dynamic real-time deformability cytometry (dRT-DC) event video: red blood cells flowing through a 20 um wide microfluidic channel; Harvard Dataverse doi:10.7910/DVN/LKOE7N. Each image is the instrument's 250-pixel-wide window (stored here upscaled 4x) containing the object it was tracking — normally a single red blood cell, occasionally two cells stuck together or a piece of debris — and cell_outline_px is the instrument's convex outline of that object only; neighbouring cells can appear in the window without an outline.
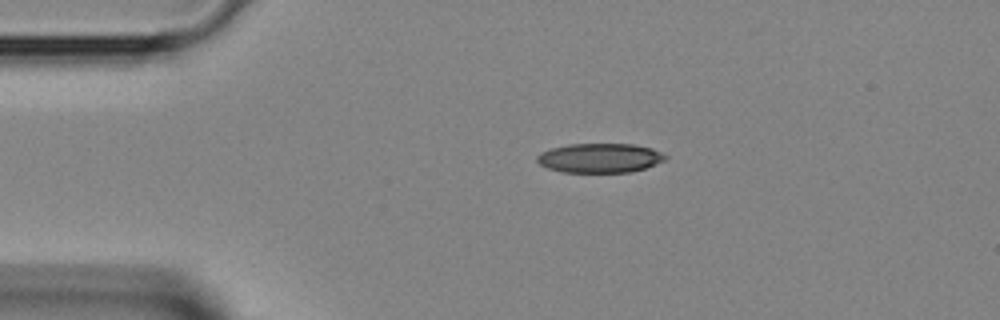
{"species": "Egyptian fruit bat (a non-hibernating species)", "species_latin": "Rousettus aegyptiacus", "temperature_condition": "room temperature", "stored_images_in_passage": 37, "camera_frame_rate_fps": 3000, "um_per_image_px": 0.085, "animal": {"sex": "female"}, "frame": {"image": 1, "passage_image": 1, "time_ms": 0.0, "image_size_px": [1000, 320], "cell_outline_px": [[668, 156], [664, 160], [656, 164], [644, 168], [628, 172], [564, 172], [548, 168], [540, 164], [536, 160], [536, 156], [540, 152], [552, 148], [568, 144], [632, 144], [652, 148]], "centroid_in_image_um": [50.97, 13.42], "position_along_channel_um": 34.0, "area_um2": 21.85}}
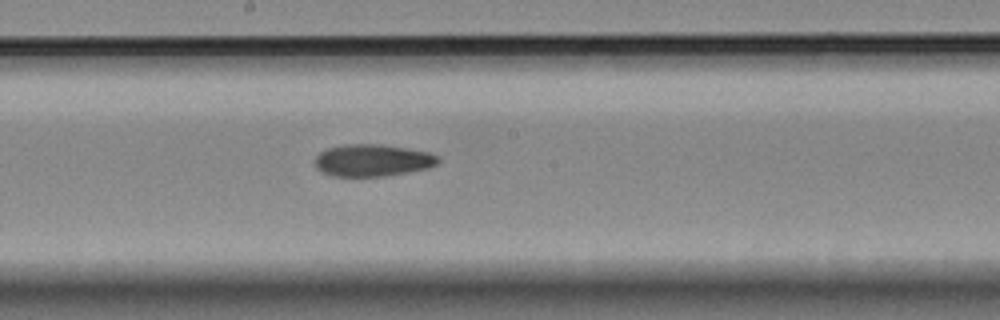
{"frame": {"image": 2, "passage_image": 16, "time_ms": 5.0, "image_size_px": [1000, 320], "cell_outline_px": [[440, 160], [436, 164], [428, 168], [408, 172], [384, 176], [332, 176], [320, 172], [316, 168], [316, 156], [320, 152], [328, 148], [344, 144], [380, 144], [408, 148], [428, 152], [436, 156]], "centroid_in_image_um": [31.64, 13.63], "position_along_channel_um": 216.6, "area_um2": 23.0}}
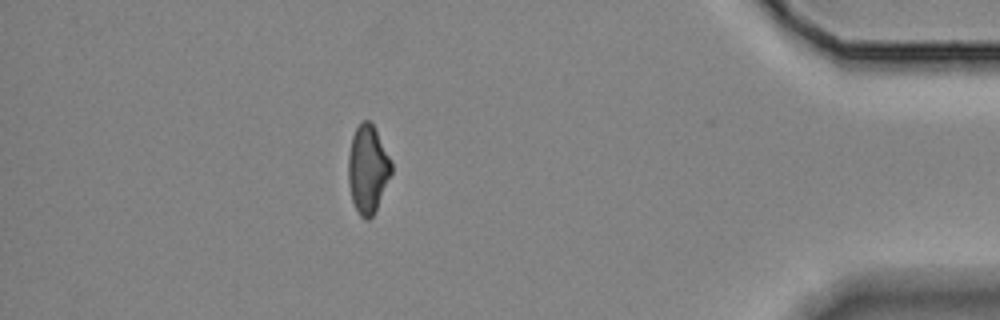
{"frame": {"image": 3, "passage_image": 32, "time_ms": 10.333, "image_size_px": [1000, 320], "cell_outline_px": [[392, 172], [376, 208], [372, 216], [368, 220], [364, 220], [360, 216], [352, 200], [348, 184], [348, 156], [352, 136], [356, 128], [364, 120], [368, 120], [372, 124], [392, 160]], "centroid_in_image_um": [31.25, 14.38], "position_along_channel_um": 403.9, "area_um2": 21.91}}